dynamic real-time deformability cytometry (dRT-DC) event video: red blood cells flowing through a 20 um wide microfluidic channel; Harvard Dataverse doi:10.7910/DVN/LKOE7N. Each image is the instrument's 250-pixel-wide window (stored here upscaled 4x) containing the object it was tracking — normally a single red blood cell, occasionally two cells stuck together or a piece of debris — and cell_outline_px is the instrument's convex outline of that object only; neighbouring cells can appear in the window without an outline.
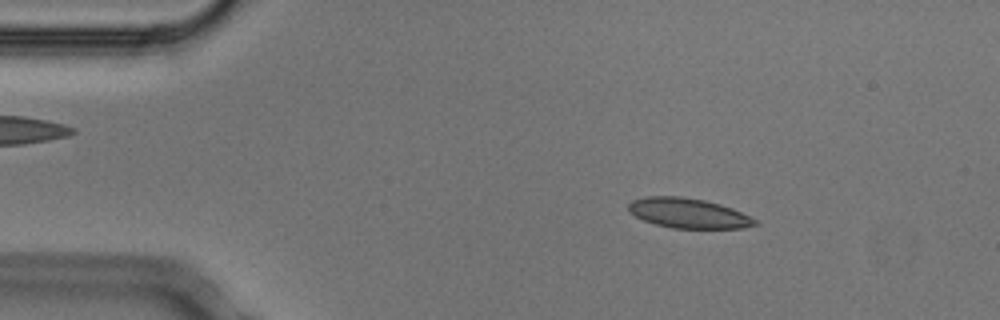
{"species": "Egyptian fruit bat (a non-hibernating species)", "species_latin": "Rousettus aegyptiacus", "temperature_condition": "cold", "stored_images_in_passage": 3, "camera_frame_rate_fps": 3000, "um_per_image_px": 0.085, "animal": {"sex": "male"}, "frame": {"image": 1, "passage_image": 1, "time_ms": 0.0, "image_size_px": [1000, 320], "cell_outline_px": [[760, 224], [744, 228], [672, 228], [656, 224], [644, 220], [628, 212], [628, 204], [632, 200], [644, 196], [680, 196], [704, 200], [720, 204], [732, 208], [756, 220]], "centroid_in_image_um": [58.49, 18.11], "position_along_channel_um": 26.5, "area_um2": 22.02}}
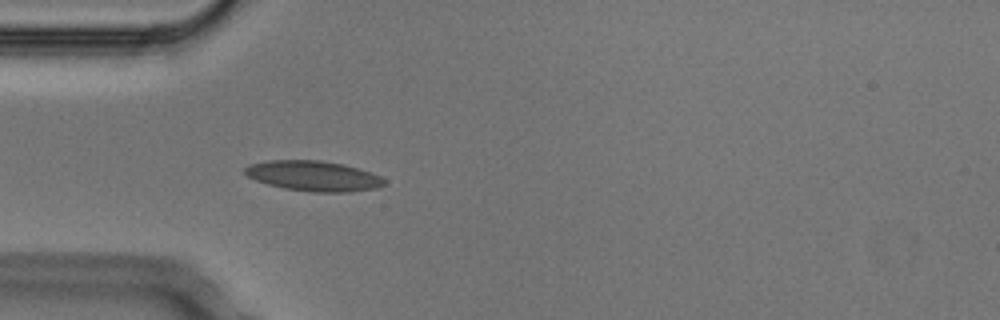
{"frame": {"image": 2, "passage_image": 3, "time_ms": 0.667, "image_size_px": [1000, 320], "cell_outline_px": [[388, 184], [376, 188], [348, 192], [312, 192], [284, 188], [268, 184], [256, 180], [248, 176], [244, 172], [244, 168], [248, 164], [268, 160], [320, 160], [344, 164], [380, 176]], "centroid_in_image_um": [26.63, 14.95], "position_along_channel_um": 58.4, "area_um2": 24.51}}